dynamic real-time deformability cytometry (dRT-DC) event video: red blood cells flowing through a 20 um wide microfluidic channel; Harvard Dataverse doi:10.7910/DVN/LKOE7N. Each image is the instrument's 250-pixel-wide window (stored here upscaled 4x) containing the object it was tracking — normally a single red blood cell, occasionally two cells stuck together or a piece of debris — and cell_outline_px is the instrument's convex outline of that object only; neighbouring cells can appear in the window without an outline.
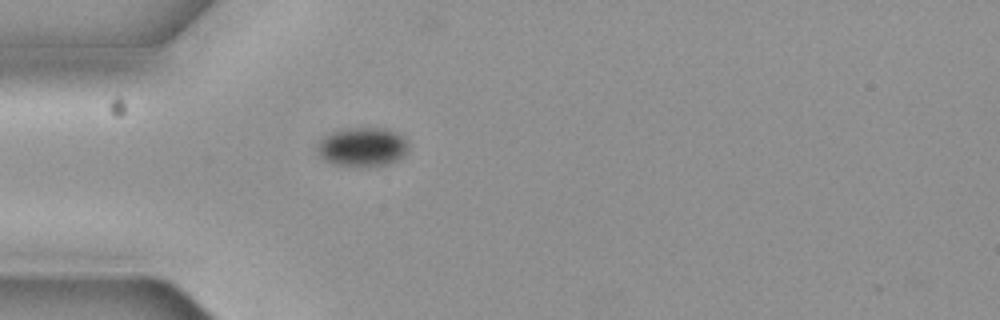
{"species": "common noctule bat (a hibernating species)", "species_latin": "Nyctalus noctula", "temperature_condition": "cold", "stored_images_in_passage": 1, "camera_frame_rate_fps": 3000, "um_per_image_px": 0.085, "animal": {"sex": "female", "body_mass_g": 19.3, "forearm_length_mm": 54.1}, "frame": {"image": 1, "passage_image": 1, "time_ms": 0.0, "image_size_px": [1000, 320], "cell_outline_px": [[408, 148], [396, 160], [388, 164], [336, 164], [328, 160], [316, 148], [320, 140], [324, 136], [340, 128], [388, 128], [396, 132], [408, 144]], "centroid_in_image_um": [30.8, 12.42], "position_along_channel_um": 54.2, "area_um2": 19.77}}